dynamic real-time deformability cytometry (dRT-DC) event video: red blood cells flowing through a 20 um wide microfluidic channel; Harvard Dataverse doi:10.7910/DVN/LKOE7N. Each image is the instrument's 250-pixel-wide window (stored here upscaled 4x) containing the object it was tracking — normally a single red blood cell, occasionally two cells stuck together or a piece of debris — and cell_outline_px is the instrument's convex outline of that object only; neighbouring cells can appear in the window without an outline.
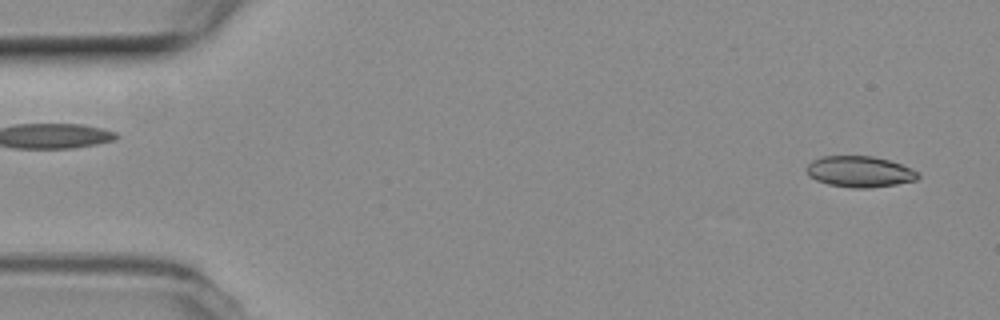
{"species": "common noctule bat (a hibernating species)", "species_latin": "Nyctalus noctula", "temperature_condition": "room temperature", "stored_images_in_passage": 53, "camera_frame_rate_fps": 3000, "um_per_image_px": 0.085, "animal": {"sex": "female", "body_mass_g": 19.3, "forearm_length_mm": 54.1}, "frame": {"image": 1, "passage_image": 2, "time_ms": 0.333, "image_size_px": [1000, 320], "cell_outline_px": [[920, 176], [916, 180], [896, 184], [872, 188], [852, 188], [828, 184], [816, 180], [808, 176], [804, 168], [812, 160], [820, 156], [872, 156], [888, 160], [912, 168], [920, 172]], "centroid_in_image_um": [73.05, 14.59], "position_along_channel_um": 11.9, "area_um2": 20.4}}
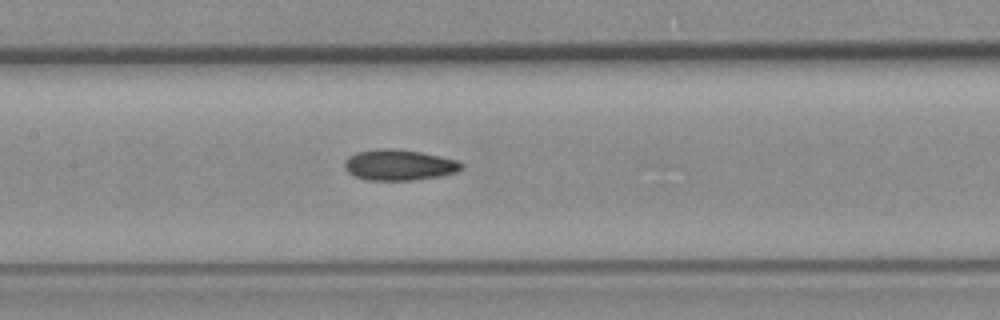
{"frame": {"image": 2, "passage_image": 24, "time_ms": 7.667, "image_size_px": [1000, 320], "cell_outline_px": [[464, 168], [456, 172], [440, 176], [412, 180], [364, 180], [352, 176], [344, 168], [344, 160], [348, 156], [356, 152], [380, 148], [392, 148], [420, 152], [460, 160], [464, 164]], "centroid_in_image_um": [33.91, 14.02], "position_along_channel_um": 173.5, "area_um2": 21.33}}
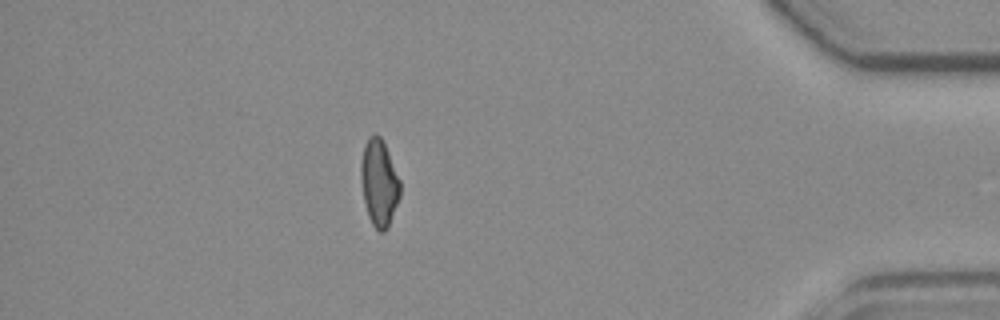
{"frame": {"image": 3, "passage_image": 46, "time_ms": 15.0, "image_size_px": [1000, 320], "cell_outline_px": [[400, 196], [388, 228], [384, 232], [380, 232], [372, 224], [368, 216], [364, 200], [360, 180], [360, 164], [364, 144], [368, 136], [376, 132], [380, 136], [384, 144], [400, 180]], "centroid_in_image_um": [32.2, 15.53], "position_along_channel_um": 403.0, "area_um2": 19.88}, "authors_computed_cell_mechanics": {"area_um2": 20.4034, "velocity_mm_per_s": 3.8041, "shape_relaxation_time_tau1_ms": null, "shape_relaxation_time_tau2_ms": 5.985, "deformation_change_tau1": null, "deformation_change_tau2": 0.1263}}